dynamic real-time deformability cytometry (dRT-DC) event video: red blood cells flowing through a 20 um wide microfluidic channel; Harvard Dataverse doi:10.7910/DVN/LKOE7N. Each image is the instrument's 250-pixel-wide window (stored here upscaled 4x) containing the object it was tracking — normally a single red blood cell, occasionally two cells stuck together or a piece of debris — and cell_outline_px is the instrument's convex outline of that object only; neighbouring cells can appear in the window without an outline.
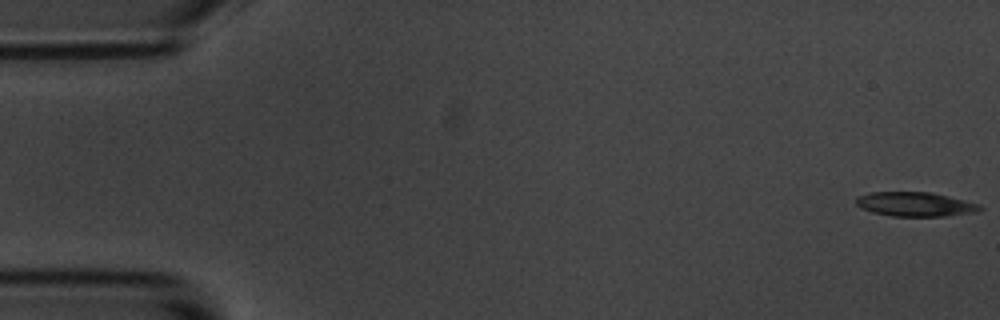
{"species": "common noctule bat (a hibernating species)", "species_latin": "Nyctalus noctula", "temperature_condition": "room temperature", "stored_images_in_passage": 55, "camera_frame_rate_fps": 3000, "um_per_image_px": 0.085, "animal": {"sex": "male", "body_mass_g": 20.1, "forearm_length_mm": 53.5}, "frame": {"image": 1, "passage_image": 1, "time_ms": 0.0, "image_size_px": [1000, 320], "cell_outline_px": [[984, 208], [976, 212], [944, 216], [892, 216], [872, 212], [856, 204], [856, 196], [868, 192], [932, 192], [980, 204]], "centroid_in_image_um": [77.8, 17.35], "position_along_channel_um": 7.2, "area_um2": 17.51}}
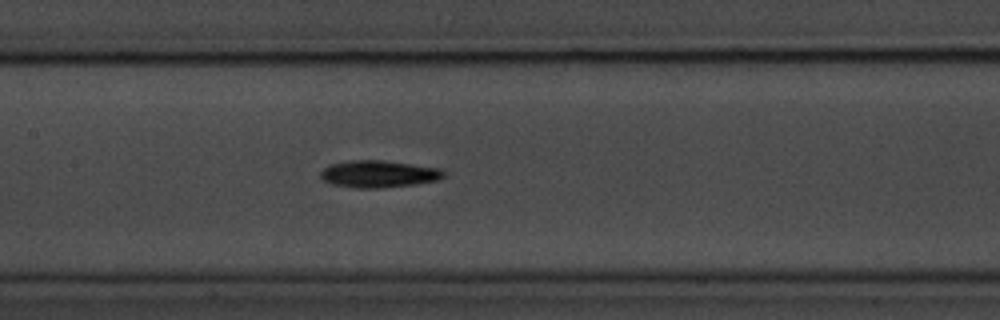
{"frame": {"image": 2, "passage_image": 26, "time_ms": 8.333, "image_size_px": [1000, 320], "cell_outline_px": [[444, 176], [440, 180], [416, 184], [380, 188], [356, 188], [332, 184], [324, 180], [320, 176], [320, 172], [328, 164], [352, 160], [384, 160], [440, 168], [444, 172]], "centroid_in_image_um": [32.19, 14.78], "position_along_channel_um": 175.2, "area_um2": 19.54}}
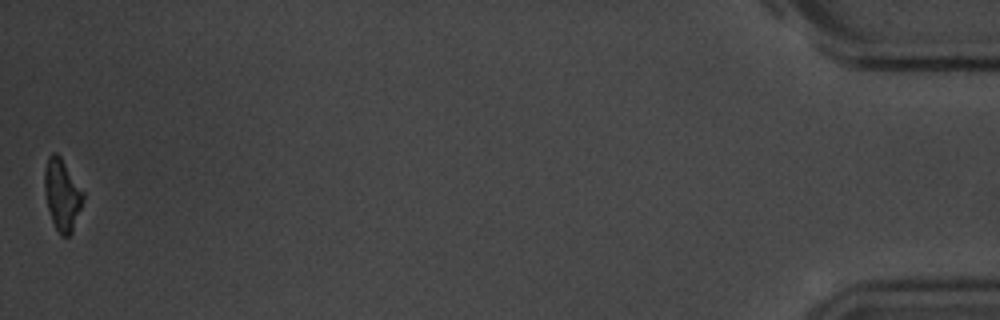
{"frame": {"image": 3, "passage_image": 55, "time_ms": 18.0, "image_size_px": [1000, 320], "cell_outline_px": [[84, 200], [72, 232], [68, 236], [60, 236], [52, 220], [48, 208], [44, 192], [44, 168], [48, 156], [52, 152], [56, 152], [60, 156], [84, 192]], "centroid_in_image_um": [5.27, 16.54], "position_along_channel_um": 429.9, "area_um2": 16.13}, "authors_computed_cell_mechanics": {"area_um2": 18.0914, "velocity_mm_per_s": 3.6301, "shape_relaxation_time_tau1_ms": 2.9332, "shape_relaxation_time_tau2_ms": null, "deformation_change_tau1": 0.1409, "deformation_change_tau2": null}}